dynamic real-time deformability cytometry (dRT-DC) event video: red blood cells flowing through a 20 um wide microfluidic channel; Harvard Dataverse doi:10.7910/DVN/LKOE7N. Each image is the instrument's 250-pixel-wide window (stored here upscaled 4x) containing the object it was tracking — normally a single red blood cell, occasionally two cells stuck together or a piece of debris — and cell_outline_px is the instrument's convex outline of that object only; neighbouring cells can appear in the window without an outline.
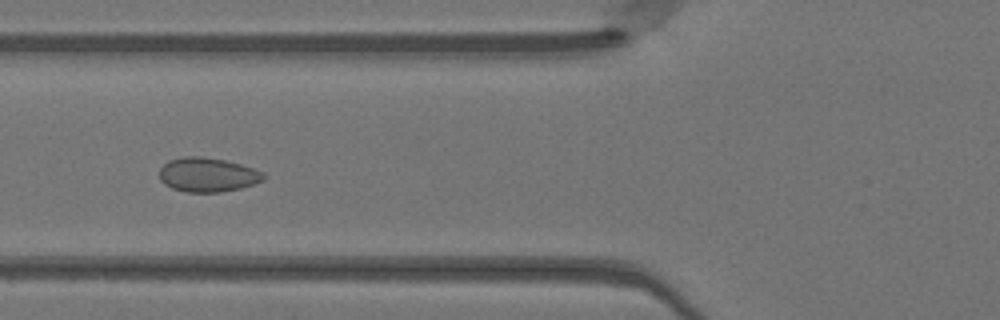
{"species": "Egyptian fruit bat (a non-hibernating species)", "species_latin": "Rousettus aegyptiacus", "temperature_condition": "warm", "stored_images_in_passage": 29, "camera_frame_rate_fps": 3000, "um_per_image_px": 0.085, "animal": {"sex": "female"}, "frame": {"image": 1, "passage_image": 8, "time_ms": 2.333, "image_size_px": [1000, 320], "cell_outline_px": [[264, 180], [240, 188], [220, 192], [184, 192], [172, 188], [164, 184], [160, 180], [160, 168], [168, 160], [184, 156], [200, 156], [224, 160], [240, 164], [264, 172]], "centroid_in_image_um": [17.62, 14.85], "position_along_channel_um": 108.2, "area_um2": 20.75}}
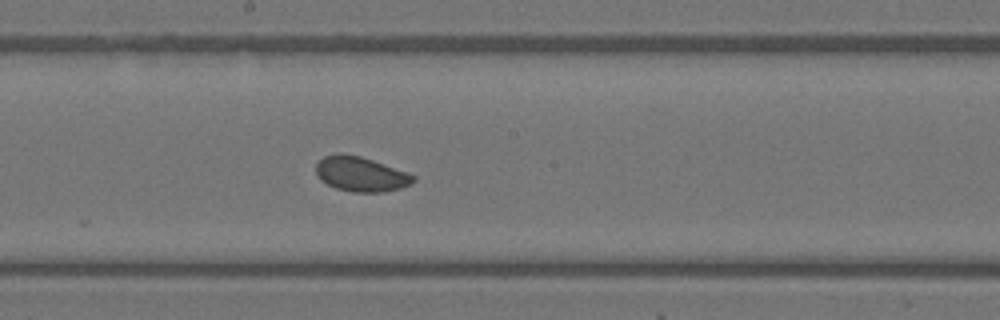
{"frame": {"image": 2, "passage_image": 16, "time_ms": 5.0, "image_size_px": [1000, 320], "cell_outline_px": [[416, 180], [400, 188], [384, 192], [352, 192], [336, 188], [320, 180], [316, 176], [316, 164], [324, 156], [340, 152], [360, 156], [372, 160], [416, 176]], "centroid_in_image_um": [30.62, 14.8], "position_along_channel_um": 217.6, "area_um2": 19.59}}
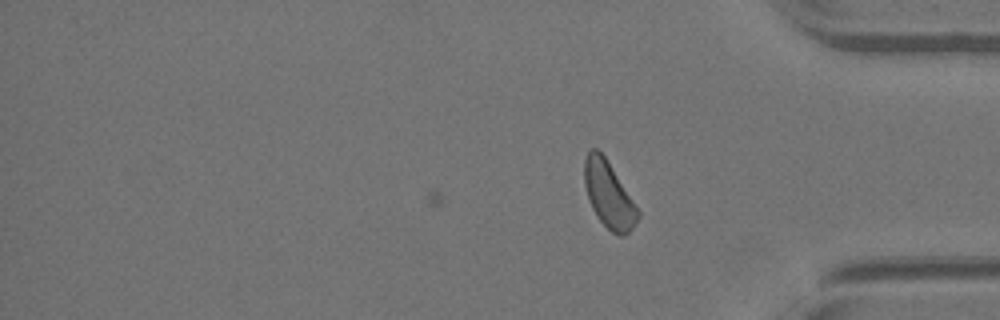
{"frame": {"image": 3, "passage_image": 29, "time_ms": 9.333, "image_size_px": [1000, 320], "cell_outline_px": [[640, 216], [632, 228], [624, 236], [620, 236], [612, 232], [596, 216], [588, 200], [584, 184], [584, 160], [588, 152], [592, 148], [596, 148], [604, 156], [636, 204], [640, 212]], "centroid_in_image_um": [51.74, 16.57], "position_along_channel_um": 383.5, "area_um2": 20.52}, "authors_computed_cell_mechanics": {"area_um2": 20.1144, "velocity_mm_per_s": 4.0967, "shape_relaxation_time_tau1_ms": null, "shape_relaxation_time_tau2_ms": 1.2864, "deformation_change_tau1": null, "deformation_change_tau2": 0.04}}